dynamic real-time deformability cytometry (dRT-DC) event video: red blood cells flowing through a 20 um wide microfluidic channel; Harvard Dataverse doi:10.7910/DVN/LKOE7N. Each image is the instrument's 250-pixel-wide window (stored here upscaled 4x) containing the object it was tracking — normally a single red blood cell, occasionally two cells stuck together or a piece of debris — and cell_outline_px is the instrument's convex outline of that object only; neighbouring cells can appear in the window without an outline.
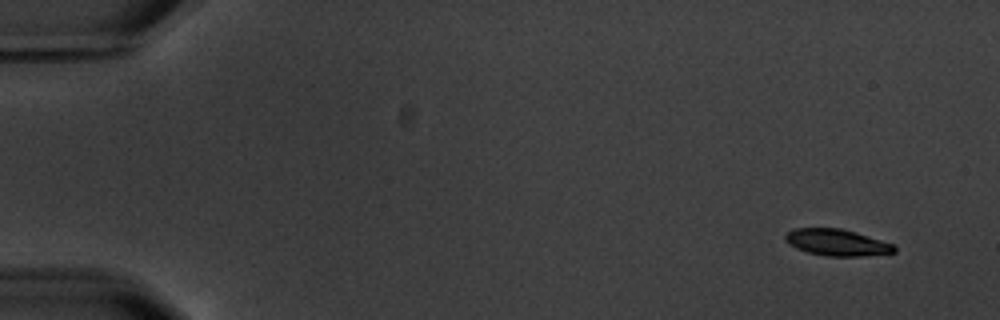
{"species": "common noctule bat (a hibernating species)", "species_latin": "Nyctalus noctula", "temperature_condition": "warm", "stored_images_in_passage": 13, "camera_frame_rate_fps": 3000, "um_per_image_px": 0.085, "animal": {"sex": "male", "body_mass_g": 20.1, "forearm_length_mm": 53.5}, "frame": {"image": 1, "passage_image": 1, "time_ms": 0.0, "image_size_px": [1000, 320], "cell_outline_px": [[896, 252], [864, 256], [824, 256], [808, 252], [796, 248], [788, 244], [784, 240], [784, 236], [788, 232], [796, 228], [840, 228], [856, 232], [892, 244], [896, 248]], "centroid_in_image_um": [71.11, 20.61], "position_along_channel_um": 13.9, "area_um2": 16.82}}
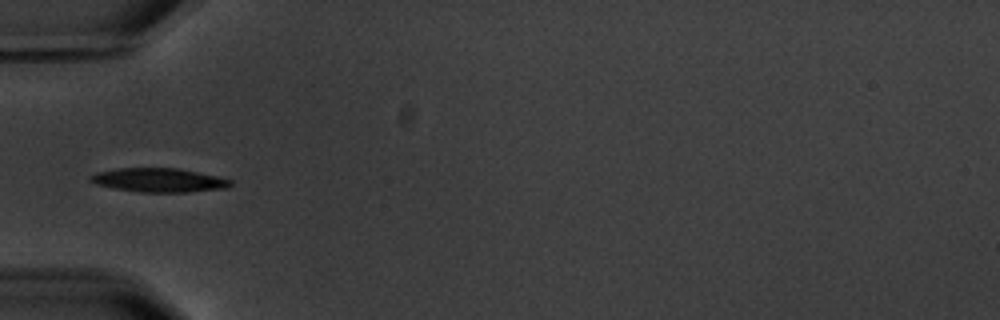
{"frame": {"image": 2, "passage_image": 4, "time_ms": 5.333, "image_size_px": [1000, 320], "cell_outline_px": [[232, 184], [228, 188], [188, 192], [140, 192], [116, 188], [96, 184], [88, 180], [88, 176], [96, 172], [116, 168], [180, 168], [216, 176], [232, 180]], "centroid_in_image_um": [13.5, 15.3], "position_along_channel_um": 71.5, "area_um2": 19.59}, "authors_computed_cell_mechanics": {"area_um2": 18.8428, "velocity_mm_per_s": 3.5238, "shape_relaxation_time_tau1_ms": 2.2417, "shape_relaxation_time_tau2_ms": 9.1718, "deformation_change_tau1": 0.1161, "deformation_change_tau2": 0.1143}}